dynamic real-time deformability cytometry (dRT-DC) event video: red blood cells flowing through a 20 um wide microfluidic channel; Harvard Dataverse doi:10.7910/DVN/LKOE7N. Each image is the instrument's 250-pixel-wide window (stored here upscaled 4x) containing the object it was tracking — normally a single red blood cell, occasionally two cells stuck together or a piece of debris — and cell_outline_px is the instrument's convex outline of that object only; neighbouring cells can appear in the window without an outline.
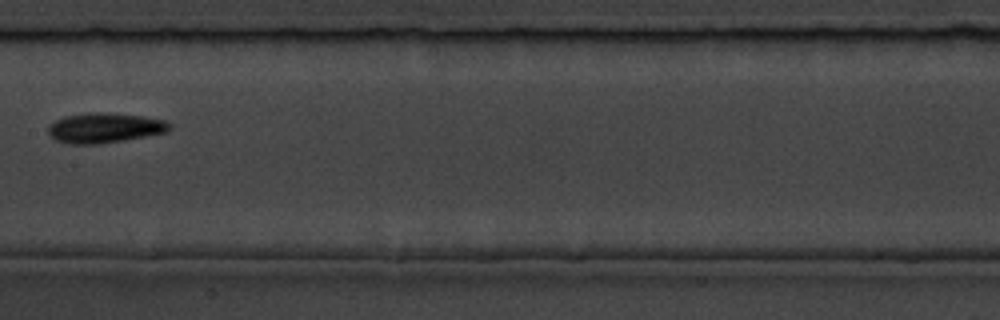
{"species": "common noctule bat (a hibernating species)", "species_latin": "Nyctalus noctula", "temperature_condition": "room temperature", "stored_images_in_passage": 8, "camera_frame_rate_fps": 3000, "um_per_image_px": 0.085, "animal": {"sex": "male", "body_mass_g": 19.5, "forearm_length_mm": 54.6}, "frame": {"image": 1, "passage_image": 7, "time_ms": 7.0, "image_size_px": [1000, 320], "cell_outline_px": [[172, 128], [168, 132], [124, 140], [100, 144], [68, 144], [56, 140], [48, 136], [48, 124], [64, 116], [92, 112], [104, 112], [144, 116], [164, 120], [172, 124]], "centroid_in_image_um": [8.89, 10.87], "position_along_channel_um": 198.5, "area_um2": 21.5}}